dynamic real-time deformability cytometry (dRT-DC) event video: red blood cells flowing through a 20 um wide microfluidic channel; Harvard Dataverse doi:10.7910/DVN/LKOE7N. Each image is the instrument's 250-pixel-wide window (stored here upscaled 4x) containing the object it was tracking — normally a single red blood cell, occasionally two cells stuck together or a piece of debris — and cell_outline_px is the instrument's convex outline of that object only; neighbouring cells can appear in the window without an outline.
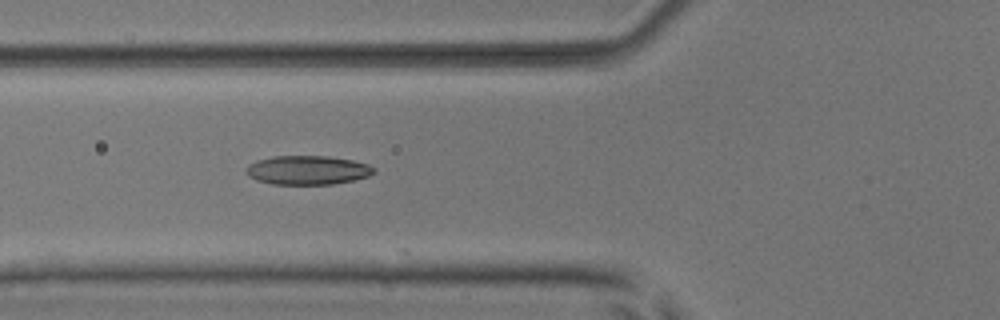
{"species": "common noctule bat (a hibernating species)", "species_latin": "Nyctalus noctula", "temperature_condition": "room temperature", "stored_images_in_passage": 24, "camera_frame_rate_fps": 3000, "um_per_image_px": 0.085, "animal": {"sex": "male", "body_mass_g": 17.9, "forearm_length_mm": 54.2}, "frame": {"image": 1, "passage_image": 20, "time_ms": 6.333, "image_size_px": [1000, 320], "cell_outline_px": [[376, 172], [368, 176], [352, 180], [332, 184], [272, 184], [256, 180], [248, 176], [244, 172], [244, 168], [248, 164], [256, 160], [272, 156], [328, 156], [352, 160], [368, 164], [376, 168]], "centroid_in_image_um": [26.1, 14.45], "position_along_channel_um": 99.7, "area_um2": 21.79}}
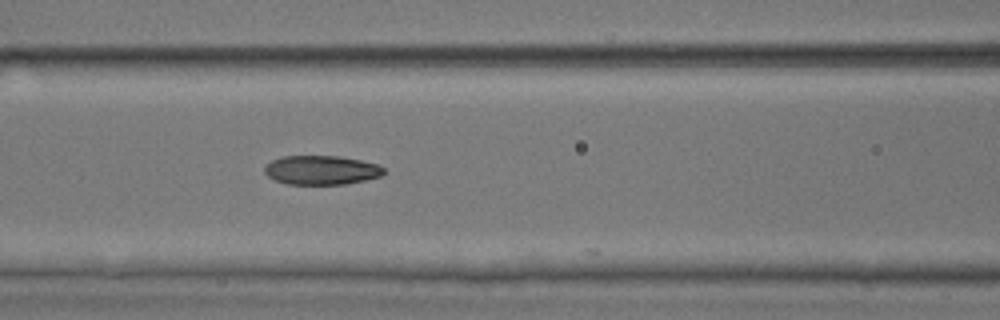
{"frame": {"image": 2, "passage_image": 23, "time_ms": 7.333, "image_size_px": [1000, 320], "cell_outline_px": [[388, 172], [380, 176], [364, 180], [344, 184], [288, 184], [276, 180], [268, 176], [264, 172], [264, 168], [272, 160], [284, 156], [340, 156], [360, 160], [376, 164], [384, 168]], "centroid_in_image_um": [27.34, 14.45], "position_along_channel_um": 139.3, "area_um2": 20.11}}